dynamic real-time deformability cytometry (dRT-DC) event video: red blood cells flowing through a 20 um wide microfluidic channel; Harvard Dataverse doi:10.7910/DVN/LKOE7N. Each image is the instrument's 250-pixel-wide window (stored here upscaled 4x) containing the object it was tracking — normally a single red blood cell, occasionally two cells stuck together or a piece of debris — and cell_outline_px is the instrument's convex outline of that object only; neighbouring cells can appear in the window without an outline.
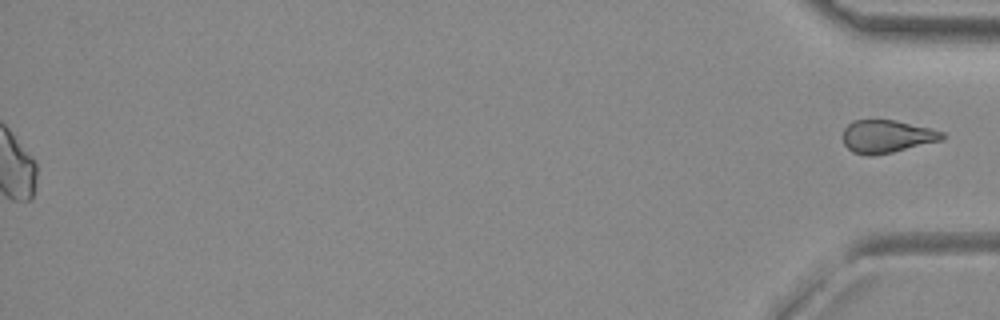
{"species": "common noctule bat (a hibernating species)", "species_latin": "Nyctalus noctula", "temperature_condition": "room temperature", "stored_images_in_passage": 52, "segment_of_instrument_passage": [2, 2], "camera_frame_rate_fps": 3000, "um_per_image_px": 0.085, "animal": {"sex": "female", "body_mass_g": 29.2, "forearm_length_mm": 56.3}, "frame": {"image": 1, "passage_image": 52, "time_ms": 17.0, "image_size_px": [1000, 320], "cell_outline_px": [[944, 140], [892, 152], [872, 156], [868, 156], [852, 152], [844, 144], [844, 128], [852, 120], [896, 120], [932, 128], [944, 132]], "centroid_in_image_um": [75.4, 11.59], "position_along_channel_um": 359.8, "area_um2": 19.13}}